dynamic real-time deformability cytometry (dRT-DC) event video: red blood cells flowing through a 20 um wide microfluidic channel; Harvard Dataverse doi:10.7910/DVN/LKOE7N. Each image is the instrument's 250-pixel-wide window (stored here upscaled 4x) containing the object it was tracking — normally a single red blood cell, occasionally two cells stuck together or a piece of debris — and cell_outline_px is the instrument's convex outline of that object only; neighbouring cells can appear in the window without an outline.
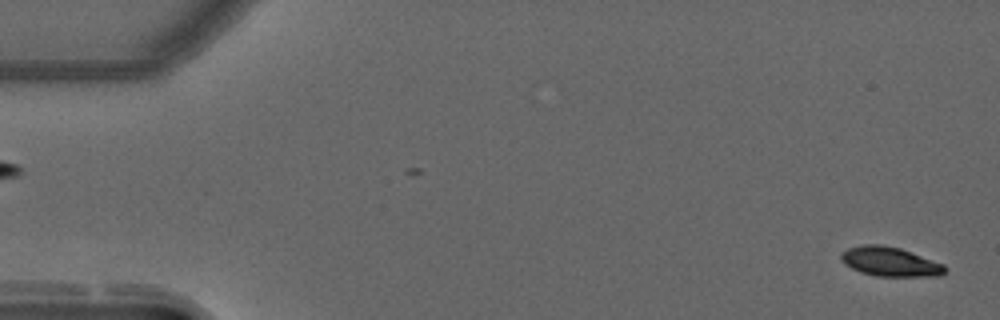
{"species": "common noctule bat (a hibernating species)", "species_latin": "Nyctalus noctula", "temperature_condition": "warm", "stored_images_in_passage": 55, "camera_frame_rate_fps": 3000, "um_per_image_px": 0.085, "animal": {"sex": "male", "forearm_length_mm": 52.5}, "frame": {"image": 1, "passage_image": 2, "time_ms": 0.333, "image_size_px": [1000, 320], "cell_outline_px": [[948, 268], [940, 276], [876, 276], [860, 272], [844, 264], [840, 260], [840, 252], [848, 248], [860, 244], [880, 244], [900, 248], [944, 264]], "centroid_in_image_um": [75.62, 22.23], "position_along_channel_um": 9.4, "area_um2": 17.92}}
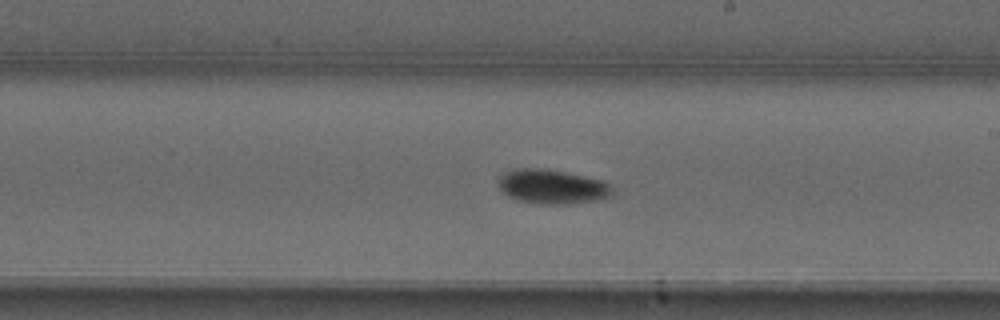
{"frame": {"image": 2, "passage_image": 32, "time_ms": 10.333, "image_size_px": [1000, 320], "cell_outline_px": [[616, 192], [612, 196], [596, 200], [568, 204], [540, 204], [520, 200], [504, 192], [500, 188], [500, 176], [504, 172], [520, 168], [540, 168], [564, 172], [604, 180]], "centroid_in_image_um": [47.0, 15.87], "position_along_channel_um": 242.0, "area_um2": 22.54}}
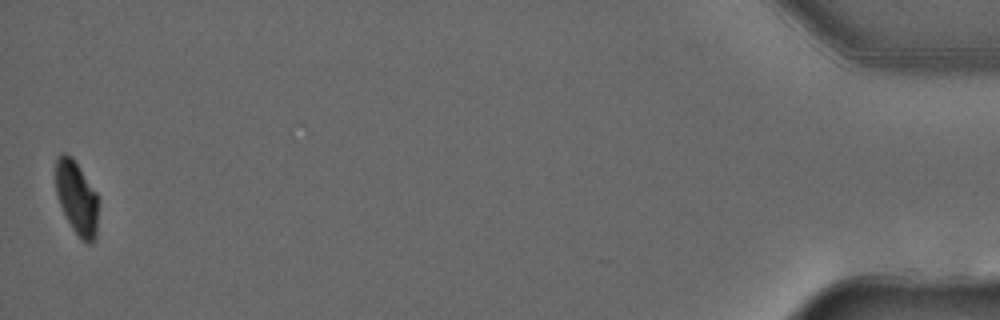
{"frame": {"image": 3, "passage_image": 55, "time_ms": 18.0, "image_size_px": [1000, 320], "cell_outline_px": [[96, 240], [92, 244], [88, 244], [80, 240], [72, 228], [60, 204], [56, 192], [56, 160], [64, 152], [72, 156], [96, 192]], "centroid_in_image_um": [6.51, 16.84], "position_along_channel_um": 428.7, "area_um2": 17.92}, "authors_computed_cell_mechanics": {"area_um2": 19.8832, "velocity_mm_per_s": 3.7067, "shape_relaxation_time_tau1_ms": 6.4057, "shape_relaxation_time_tau2_ms": null, "deformation_change_tau1": 0.1733, "deformation_change_tau2": null}}